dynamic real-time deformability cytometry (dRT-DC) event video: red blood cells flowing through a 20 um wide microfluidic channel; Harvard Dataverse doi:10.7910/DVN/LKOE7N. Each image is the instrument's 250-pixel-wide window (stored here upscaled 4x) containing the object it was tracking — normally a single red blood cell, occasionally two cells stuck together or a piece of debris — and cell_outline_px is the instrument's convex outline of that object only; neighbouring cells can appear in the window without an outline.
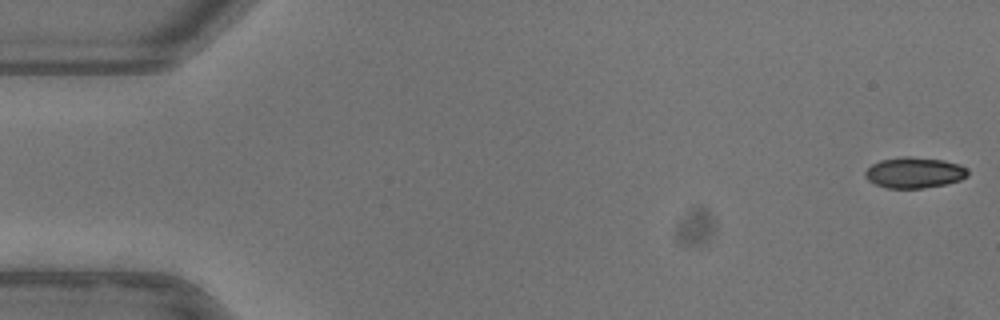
{"species": "common noctule bat (a hibernating species)", "species_latin": "Nyctalus noctula", "temperature_condition": "warm", "stored_images_in_passage": 52, "camera_frame_rate_fps": 3000, "um_per_image_px": 0.085, "animal": {"sex": "female"}, "frame": {"image": 1, "passage_image": 1, "time_ms": 0.0, "image_size_px": [1000, 320], "cell_outline_px": [[968, 176], [960, 180], [944, 184], [920, 188], [888, 188], [876, 184], [868, 180], [864, 176], [864, 172], [872, 164], [880, 160], [900, 156], [912, 156], [944, 160], [960, 164], [968, 168]], "centroid_in_image_um": [77.72, 14.65], "position_along_channel_um": 7.3, "area_um2": 18.55}}
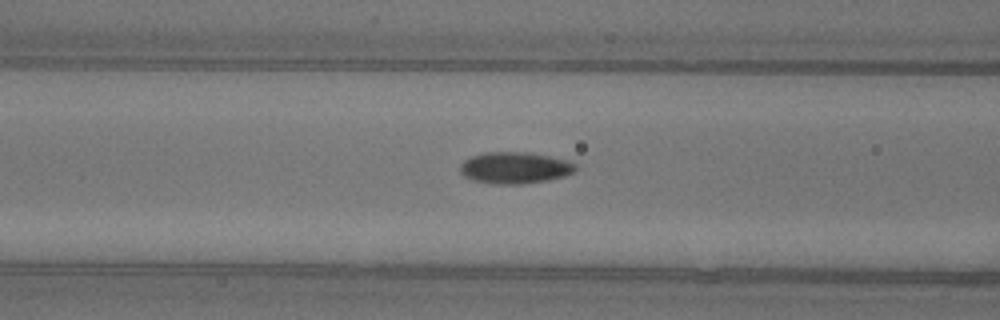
{"frame": {"image": 2, "passage_image": 21, "time_ms": 6.667, "image_size_px": [1000, 320], "cell_outline_px": [[576, 168], [572, 172], [564, 176], [548, 180], [520, 184], [492, 184], [472, 180], [464, 176], [460, 172], [460, 164], [464, 160], [472, 156], [484, 152], [528, 152], [568, 160], [576, 164]], "centroid_in_image_um": [43.73, 14.26], "position_along_channel_um": 122.9, "area_um2": 21.27}}
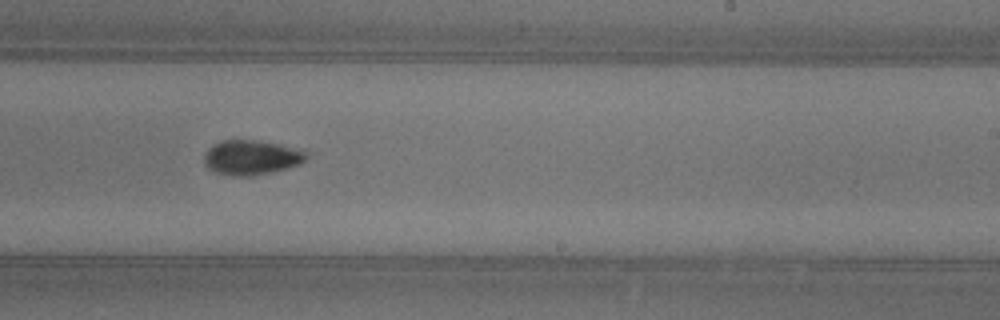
{"frame": {"image": 3, "passage_image": 32, "time_ms": 10.333, "image_size_px": [1000, 320], "cell_outline_px": [[308, 160], [300, 164], [268, 172], [248, 176], [232, 176], [216, 172], [208, 168], [204, 164], [204, 156], [208, 148], [212, 144], [220, 140], [260, 140], [304, 148], [308, 152]], "centroid_in_image_um": [21.41, 13.35], "position_along_channel_um": 267.6, "area_um2": 21.04}, "authors_computed_cell_mechanics": {"area_um2": 19.4786, "velocity_mm_per_s": 3.9573, "shape_relaxation_time_tau1_ms": 3.7091, "shape_relaxation_time_tau2_ms": 2.1654, "deformation_change_tau1": 0.1342, "deformation_change_tau2": 0.0343}}